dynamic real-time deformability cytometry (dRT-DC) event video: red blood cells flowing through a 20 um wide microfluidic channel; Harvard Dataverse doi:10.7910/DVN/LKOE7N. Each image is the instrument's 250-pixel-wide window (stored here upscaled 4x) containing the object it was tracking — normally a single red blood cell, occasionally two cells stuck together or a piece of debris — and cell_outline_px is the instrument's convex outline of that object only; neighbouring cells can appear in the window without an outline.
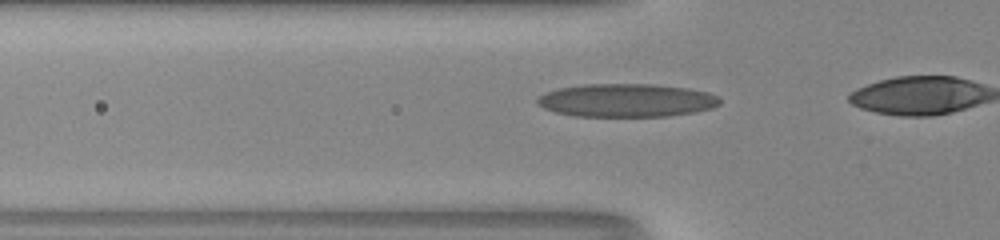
{"species": "human", "species_latin": "Homo sapiens", "temperature_condition": "room temperature", "stored_images_in_passage": 11, "camera_frame_rate_fps": 3000, "um_per_image_px": 0.085, "donor": {"sex": "male"}, "frame": {"image": 1, "passage_image": 8, "time_ms": 2.333, "image_size_px": [1000, 240], "cell_outline_px": [[720, 104], [712, 108], [696, 112], [668, 116], [572, 116], [556, 112], [544, 108], [536, 104], [536, 100], [544, 92], [556, 88], [584, 84], [652, 84], [688, 88], [708, 92], [720, 96]], "centroid_in_image_um": [53.25, 8.52], "position_along_channel_um": 72.6, "area_um2": 35.66}}